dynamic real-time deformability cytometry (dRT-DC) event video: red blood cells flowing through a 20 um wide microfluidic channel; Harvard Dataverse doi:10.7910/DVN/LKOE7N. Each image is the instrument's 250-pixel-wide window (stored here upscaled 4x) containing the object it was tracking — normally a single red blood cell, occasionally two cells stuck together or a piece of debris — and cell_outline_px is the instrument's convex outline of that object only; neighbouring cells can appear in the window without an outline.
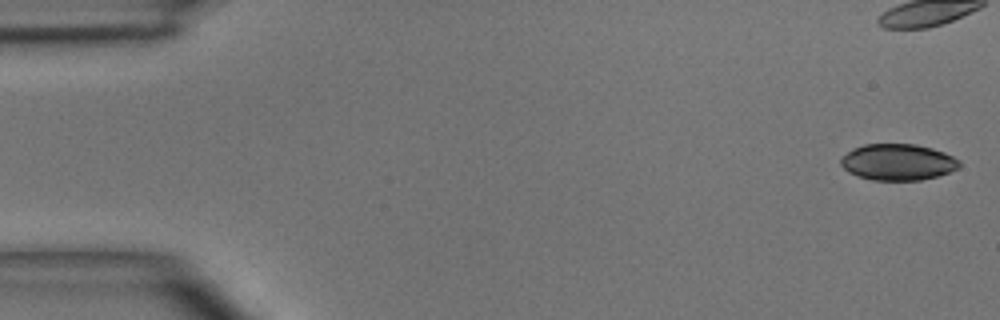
{"species": "common noctule bat (a hibernating species)", "species_latin": "Nyctalus noctula", "temperature_condition": "room temperature", "stored_images_in_passage": 6, "camera_frame_rate_fps": 3000, "um_per_image_px": 0.085, "animal": {"sex": "male", "body_mass_g": 15.6}, "frame": {"image": 1, "passage_image": 1, "time_ms": 0.0, "image_size_px": [1000, 320], "cell_outline_px": [[960, 168], [936, 176], [920, 180], [872, 180], [848, 172], [840, 164], [840, 160], [852, 148], [864, 144], [916, 144], [932, 148], [944, 152], [960, 160]], "centroid_in_image_um": [76.33, 13.77], "position_along_channel_um": 8.7, "area_um2": 25.03}}